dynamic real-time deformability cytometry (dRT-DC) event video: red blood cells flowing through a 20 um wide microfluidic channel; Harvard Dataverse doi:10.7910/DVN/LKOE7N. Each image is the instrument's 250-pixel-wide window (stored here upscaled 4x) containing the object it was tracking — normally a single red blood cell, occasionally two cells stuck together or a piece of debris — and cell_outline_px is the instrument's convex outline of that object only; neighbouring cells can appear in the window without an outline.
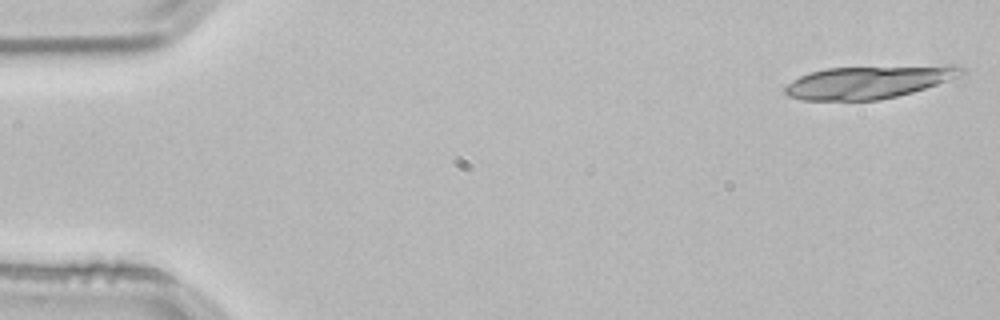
{"species": "common noctule bat (a hibernating species)", "species_latin": "Nyctalus noctula", "temperature_condition": "room temperature", "stored_images_in_passage": 16, "camera_frame_rate_fps": 3000, "um_per_image_px": 0.085, "animal": {"sex": "male", "body_mass_g": 21.5, "forearm_length_mm": 52.0}, "frame": {"image": 1, "passage_image": 1, "time_ms": 0.0, "image_size_px": [1000, 320], "cell_outline_px": [[964, 72], [936, 84], [912, 92], [880, 100], [800, 100], [788, 96], [784, 92], [784, 88], [792, 80], [808, 72], [828, 68], [944, 64], [956, 64], [964, 68]], "centroid_in_image_um": [73.81, 6.96], "position_along_channel_um": 11.2, "area_um2": 33.81}}